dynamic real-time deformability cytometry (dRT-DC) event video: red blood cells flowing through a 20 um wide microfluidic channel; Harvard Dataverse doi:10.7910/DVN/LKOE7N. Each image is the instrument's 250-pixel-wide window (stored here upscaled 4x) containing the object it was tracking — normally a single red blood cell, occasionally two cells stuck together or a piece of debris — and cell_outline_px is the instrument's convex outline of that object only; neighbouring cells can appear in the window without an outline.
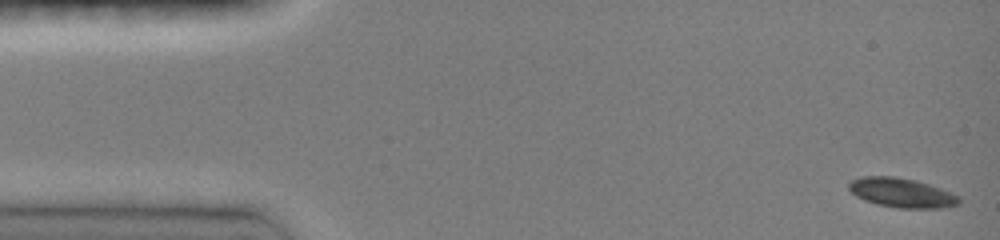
{"species": "common noctule bat (a hibernating species)", "species_latin": "Nyctalus noctula", "temperature_condition": "room temperature", "stored_images_in_passage": 18, "camera_frame_rate_fps": 3000, "um_per_image_px": 0.085, "animal": {"sex": "female", "body_mass_g": 19.0, "forearm_length_mm": 51.5}, "frame": {"image": 1, "passage_image": 1, "time_ms": 0.0, "image_size_px": [1000, 240], "cell_outline_px": [[960, 204], [940, 208], [900, 208], [876, 204], [864, 200], [856, 196], [848, 188], [848, 184], [852, 180], [860, 176], [896, 176], [916, 180], [940, 188], [960, 196]], "centroid_in_image_um": [76.63, 16.38], "position_along_channel_um": 8.4, "area_um2": 18.96}}
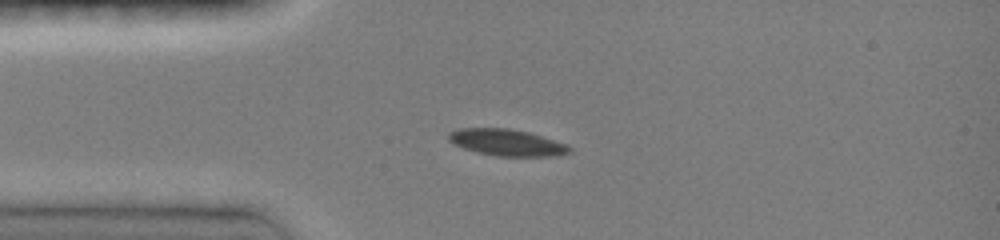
{"frame": {"image": 2, "passage_image": 10, "time_ms": 3.333, "image_size_px": [1000, 240], "cell_outline_px": [[572, 152], [556, 156], [496, 156], [476, 152], [464, 148], [448, 140], [448, 132], [456, 128], [508, 128], [528, 132], [568, 144], [572, 148]], "centroid_in_image_um": [43.09, 12.11], "position_along_channel_um": 41.9, "area_um2": 18.84}}
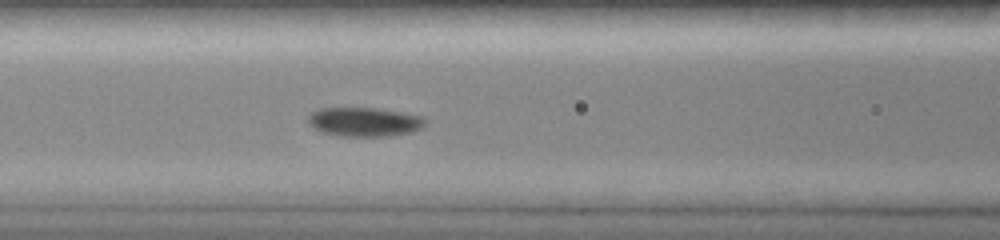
{"frame": {"image": 3, "passage_image": 18, "time_ms": 6.0, "image_size_px": [1000, 240], "cell_outline_px": [[428, 124], [412, 132], [388, 136], [340, 136], [324, 132], [308, 124], [308, 116], [316, 108], [376, 108], [424, 116]], "centroid_in_image_um": [31.0, 10.35], "position_along_channel_um": 135.6, "area_um2": 19.88}}